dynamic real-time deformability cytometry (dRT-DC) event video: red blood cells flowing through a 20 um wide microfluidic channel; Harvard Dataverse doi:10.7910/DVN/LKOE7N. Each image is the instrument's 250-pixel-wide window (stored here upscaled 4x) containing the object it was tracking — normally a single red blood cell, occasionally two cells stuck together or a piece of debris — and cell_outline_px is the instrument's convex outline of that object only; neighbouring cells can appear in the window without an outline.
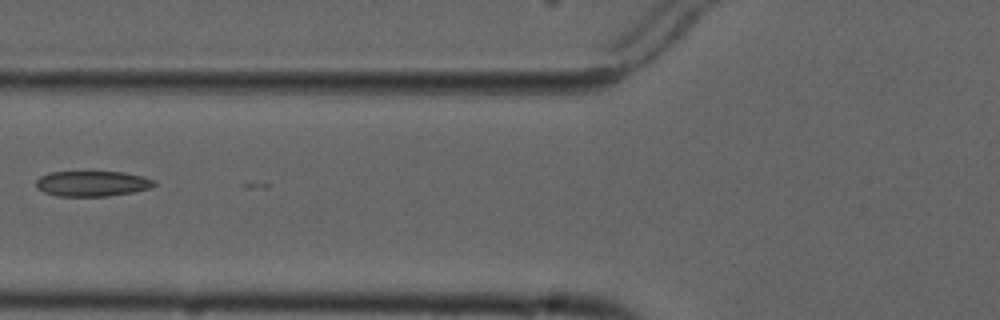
{"species": "common noctule bat (a hibernating species)", "species_latin": "Nyctalus noctula", "temperature_condition": "cold", "stored_images_in_passage": 6, "camera_frame_rate_fps": 3000, "um_per_image_px": 0.085, "animal": {"sex": "male", "forearm_length_mm": 52.5}, "frame": {"image": 1, "passage_image": 6, "time_ms": 6.333, "image_size_px": [1000, 320], "cell_outline_px": [[156, 184], [152, 188], [132, 192], [104, 196], [56, 196], [44, 192], [36, 188], [36, 180], [40, 176], [48, 172], [88, 168], [124, 172], [144, 176], [156, 180]], "centroid_in_image_um": [7.82, 15.54], "position_along_channel_um": 118.0, "area_um2": 18.73}}